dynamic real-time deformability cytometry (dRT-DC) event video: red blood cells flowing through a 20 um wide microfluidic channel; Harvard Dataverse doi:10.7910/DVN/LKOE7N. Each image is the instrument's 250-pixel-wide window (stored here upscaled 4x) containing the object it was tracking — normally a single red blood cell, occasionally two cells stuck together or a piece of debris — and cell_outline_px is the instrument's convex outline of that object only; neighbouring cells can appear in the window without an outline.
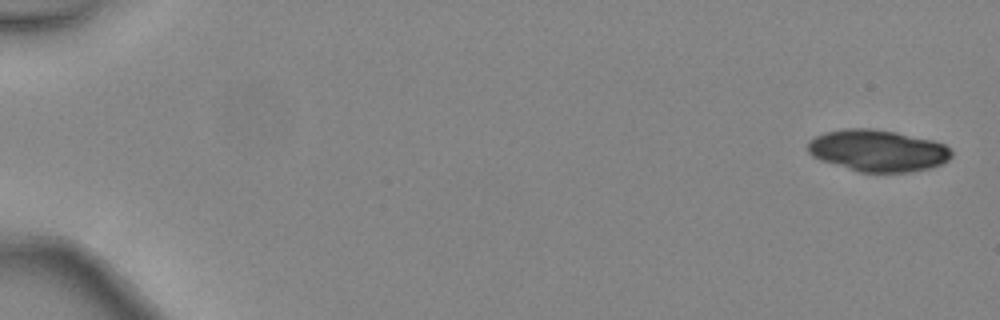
{"species": "common noctule bat (a hibernating species)", "species_latin": "Nyctalus noctula", "temperature_condition": "warm", "stored_images_in_passage": 8, "camera_frame_rate_fps": 3000, "um_per_image_px": 0.085, "animal": {"sex": "female", "body_mass_g": 24.6, "forearm_length_mm": 56.2}, "frame": {"image": 1, "passage_image": 1, "time_ms": 0.0, "image_size_px": [1000, 320], "cell_outline_px": [[952, 156], [948, 160], [932, 168], [912, 172], [860, 172], [820, 160], [812, 156], [808, 152], [808, 140], [824, 132], [844, 128], [872, 128], [896, 132], [932, 140], [944, 144], [952, 152]], "centroid_in_image_um": [74.6, 12.8], "position_along_channel_um": 10.4, "area_um2": 35.08}}